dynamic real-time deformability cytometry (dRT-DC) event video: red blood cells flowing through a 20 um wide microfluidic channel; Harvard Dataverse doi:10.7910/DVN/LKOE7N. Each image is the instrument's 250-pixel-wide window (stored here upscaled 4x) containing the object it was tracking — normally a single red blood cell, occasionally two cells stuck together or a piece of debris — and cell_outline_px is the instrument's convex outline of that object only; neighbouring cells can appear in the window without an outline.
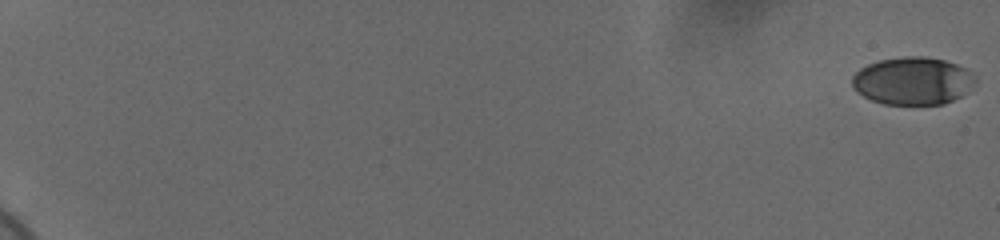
{"species": "human", "species_latin": "Homo sapiens", "temperature_condition": "cold", "stored_images_in_passage": 60, "camera_frame_rate_fps": 3000, "um_per_image_px": 0.085, "donor": {"sex": "female"}, "frame": {"image": 1, "passage_image": 1, "time_ms": 0.0, "image_size_px": [1000, 240], "cell_outline_px": [[976, 84], [968, 92], [944, 104], [884, 104], [872, 100], [856, 92], [852, 84], [852, 76], [860, 68], [868, 64], [880, 60], [904, 56], [924, 56], [944, 60], [968, 68], [976, 80]], "centroid_in_image_um": [77.6, 6.87], "position_along_channel_um": 7.4, "area_um2": 34.39}}
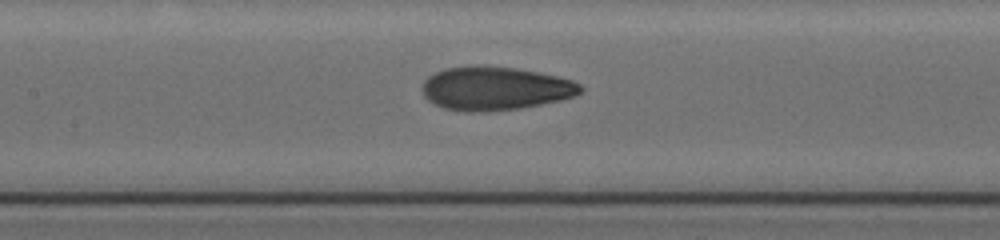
{"frame": {"image": 2, "passage_image": 33, "time_ms": 10.667, "image_size_px": [1000, 240], "cell_outline_px": [[584, 92], [560, 100], [520, 108], [476, 112], [468, 112], [444, 108], [428, 100], [424, 96], [420, 88], [424, 80], [428, 76], [444, 68], [468, 64], [476, 64], [516, 68], [540, 72], [572, 80], [580, 84], [584, 88]], "centroid_in_image_um": [42.06, 7.49], "position_along_channel_um": 165.3, "area_um2": 40.58}}
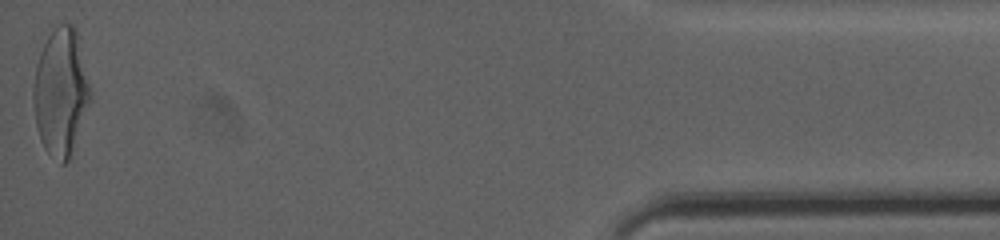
{"frame": {"image": 3, "passage_image": 60, "time_ms": 19.667, "image_size_px": [1000, 240], "cell_outline_px": [[92, 100], [68, 160], [64, 164], [60, 164], [44, 148], [40, 140], [36, 124], [32, 100], [32, 88], [36, 64], [40, 52], [48, 36], [60, 24], [72, 24], [76, 28], [92, 92]], "centroid_in_image_um": [5.17, 7.83], "position_along_channel_um": 430.0, "area_um2": 42.43}, "authors_computed_cell_mechanics": {"area_um2": 38.4948, "velocity_mm_per_s": 3.6997, "shape_relaxation_time_tau1_ms": 4.9741, "shape_relaxation_time_tau2_ms": 1.2738, "deformation_change_tau1": 0.1889, "deformation_change_tau2": 0.0731}}